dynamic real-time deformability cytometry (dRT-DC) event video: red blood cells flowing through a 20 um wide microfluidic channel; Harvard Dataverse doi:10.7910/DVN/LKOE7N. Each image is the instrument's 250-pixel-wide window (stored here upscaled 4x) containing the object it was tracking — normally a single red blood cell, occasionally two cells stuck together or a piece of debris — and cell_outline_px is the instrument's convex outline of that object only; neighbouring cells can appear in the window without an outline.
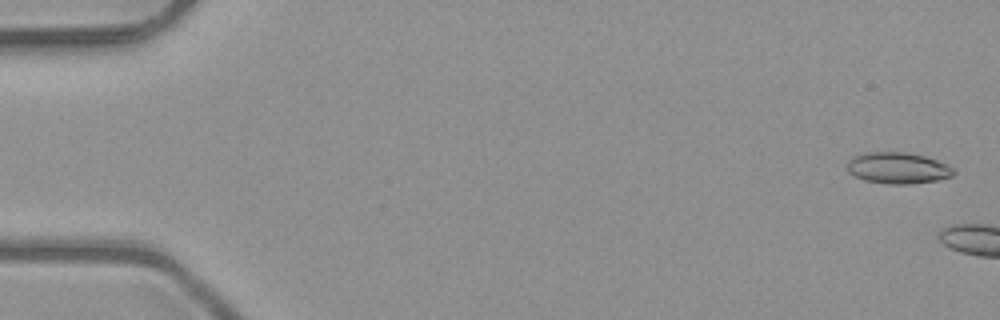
{"species": "common noctule bat (a hibernating species)", "species_latin": "Nyctalus noctula", "temperature_condition": "room temperature", "stored_images_in_passage": 4, "camera_frame_rate_fps": 3000, "um_per_image_px": 0.085, "animal": {"sex": "male", "body_mass_g": 23.1, "forearm_length_mm": 52.7}, "frame": {"image": 1, "passage_image": 1, "time_ms": 0.0, "image_size_px": [1000, 320], "cell_outline_px": [[956, 172], [952, 176], [936, 180], [912, 184], [888, 184], [864, 180], [848, 172], [848, 160], [852, 156], [868, 152], [904, 152], [924, 156], [948, 164], [956, 168]], "centroid_in_image_um": [76.34, 14.28], "position_along_channel_um": 8.7, "area_um2": 19.48}}